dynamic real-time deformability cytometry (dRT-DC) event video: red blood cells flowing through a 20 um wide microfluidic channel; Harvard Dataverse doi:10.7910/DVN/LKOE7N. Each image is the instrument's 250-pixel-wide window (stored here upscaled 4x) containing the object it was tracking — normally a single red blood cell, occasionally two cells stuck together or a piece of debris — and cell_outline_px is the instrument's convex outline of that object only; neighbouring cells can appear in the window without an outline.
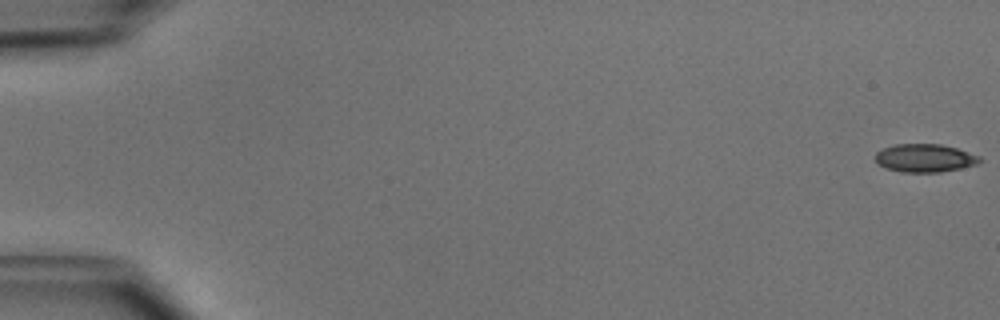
{"species": "common noctule bat (a hibernating species)", "species_latin": "Nyctalus noctula", "temperature_condition": "cold", "stored_images_in_passage": 51, "camera_frame_rate_fps": 3000, "um_per_image_px": 0.085, "animal": {"sex": "male", "body_mass_g": 15.6}, "frame": {"image": 1, "passage_image": 1, "time_ms": 0.0, "image_size_px": [1000, 320], "cell_outline_px": [[980, 160], [976, 164], [960, 168], [940, 172], [900, 172], [888, 168], [880, 164], [876, 160], [876, 152], [892, 144], [940, 144], [956, 148], [980, 156]], "centroid_in_image_um": [78.6, 13.43], "position_along_channel_um": 6.4, "area_um2": 16.88}}
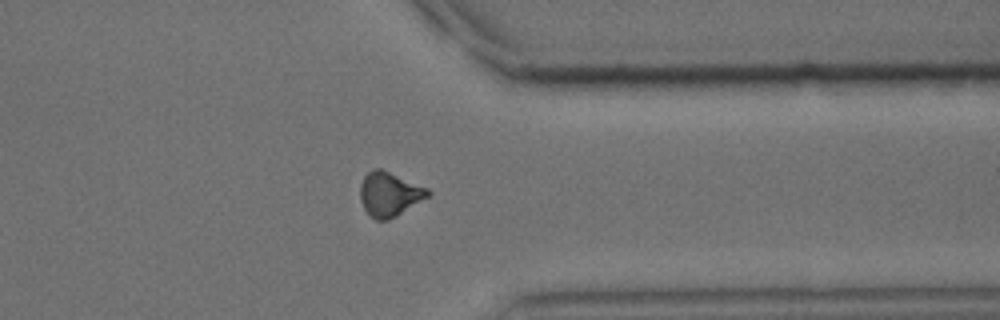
{"frame": {"image": 2, "passage_image": 41, "time_ms": 13.333, "image_size_px": [1000, 320], "cell_outline_px": [[432, 192], [428, 196], [396, 216], [388, 220], [376, 220], [364, 208], [360, 200], [360, 184], [364, 176], [372, 168], [380, 168], [428, 188]], "centroid_in_image_um": [33.08, 16.48], "position_along_channel_um": 378.3, "area_um2": 17.28}}
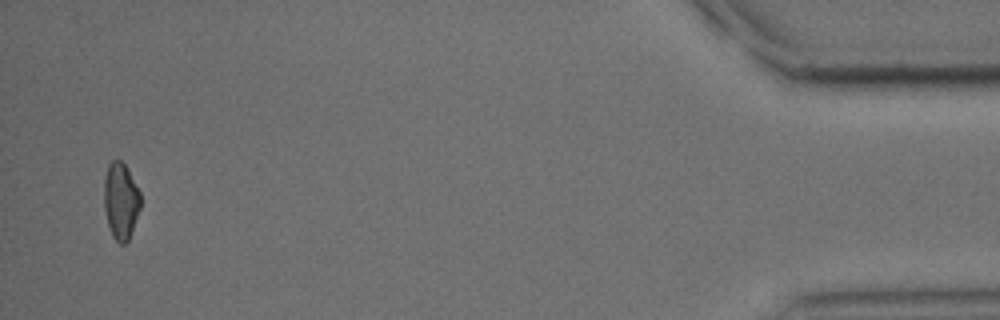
{"frame": {"image": 3, "passage_image": 50, "time_ms": 16.333, "image_size_px": [1000, 320], "cell_outline_px": [[140, 208], [128, 240], [124, 244], [120, 244], [112, 236], [108, 224], [104, 208], [104, 180], [108, 164], [112, 160], [120, 160], [124, 164], [140, 192]], "centroid_in_image_um": [10.25, 17.08], "position_along_channel_um": 425.0, "area_um2": 16.07}, "authors_computed_cell_mechanics": {"area_um2": 17.2822, "velocity_mm_per_s": 4.0061, "shape_relaxation_time_tau1_ms": 5.1617, "shape_relaxation_time_tau2_ms": 5.488, "deformation_change_tau1": 0.1285, "deformation_change_tau2": 0.1292}}